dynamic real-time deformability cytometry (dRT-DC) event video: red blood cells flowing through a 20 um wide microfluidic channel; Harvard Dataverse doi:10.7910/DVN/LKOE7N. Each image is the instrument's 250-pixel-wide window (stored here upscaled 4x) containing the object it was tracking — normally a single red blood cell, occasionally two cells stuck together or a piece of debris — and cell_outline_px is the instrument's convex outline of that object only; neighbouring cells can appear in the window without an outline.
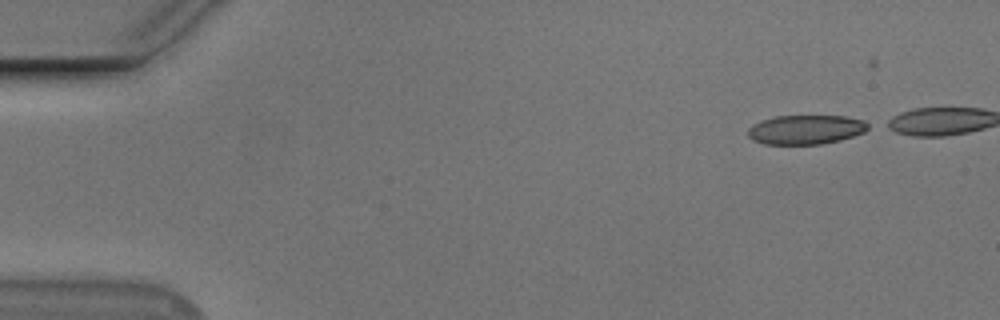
{"species": "Egyptian fruit bat (a non-hibernating species)", "species_latin": "Rousettus aegyptiacus", "temperature_condition": "cold", "stored_images_in_passage": 46, "camera_frame_rate_fps": 3000, "um_per_image_px": 0.085, "animal": {"sex": "male"}, "frame": {"image": 1, "passage_image": 6, "time_ms": 1.667, "image_size_px": [1000, 320], "cell_outline_px": [[872, 128], [864, 132], [840, 140], [820, 144], [764, 144], [752, 140], [748, 136], [748, 128], [764, 120], [776, 116], [844, 116], [864, 120], [872, 124]], "centroid_in_image_um": [68.56, 11.02], "position_along_channel_um": 16.4, "area_um2": 20.52}}
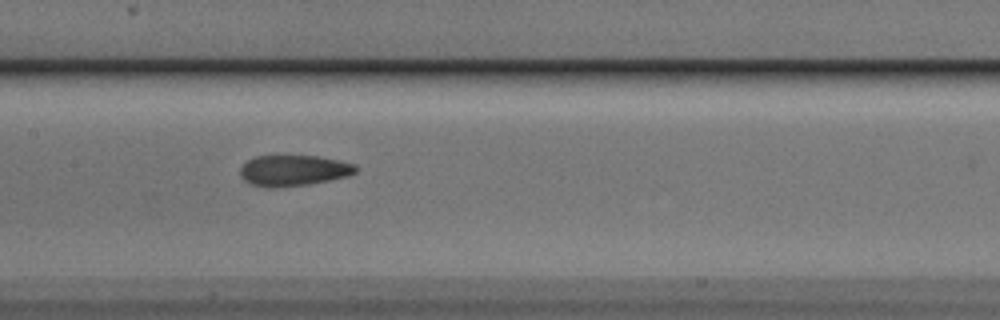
{"frame": {"image": 2, "passage_image": 28, "time_ms": 9.0, "image_size_px": [1000, 320], "cell_outline_px": [[356, 172], [348, 176], [308, 184], [276, 188], [268, 188], [252, 184], [244, 180], [240, 176], [240, 168], [248, 160], [256, 156], [316, 156], [356, 164]], "centroid_in_image_um": [24.92, 14.5], "position_along_channel_um": 182.5, "area_um2": 20.63}}
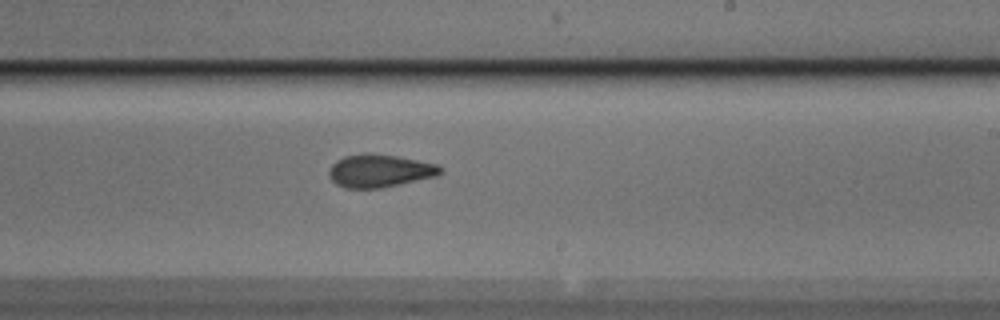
{"frame": {"image": 3, "passage_image": 34, "time_ms": 11.0, "image_size_px": [1000, 320], "cell_outline_px": [[444, 172], [436, 176], [380, 188], [344, 188], [336, 184], [332, 180], [328, 172], [332, 164], [336, 160], [344, 156], [396, 156], [436, 164], [444, 168]], "centroid_in_image_um": [32.29, 14.56], "position_along_channel_um": 256.7, "area_um2": 20.58}}